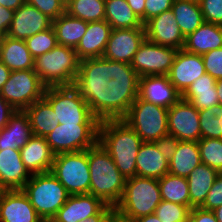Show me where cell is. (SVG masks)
Listing matches in <instances>:
<instances>
[{"label":"cell","instance_id":"4fadbf2b","mask_svg":"<svg viewBox=\"0 0 222 222\" xmlns=\"http://www.w3.org/2000/svg\"><path fill=\"white\" fill-rule=\"evenodd\" d=\"M177 51L176 48L145 39L135 53L131 66L139 77L168 75Z\"/></svg>","mask_w":222,"mask_h":222},{"label":"cell","instance_id":"f35d334b","mask_svg":"<svg viewBox=\"0 0 222 222\" xmlns=\"http://www.w3.org/2000/svg\"><path fill=\"white\" fill-rule=\"evenodd\" d=\"M198 146L202 163L222 173V139L201 138Z\"/></svg>","mask_w":222,"mask_h":222},{"label":"cell","instance_id":"ba28073f","mask_svg":"<svg viewBox=\"0 0 222 222\" xmlns=\"http://www.w3.org/2000/svg\"><path fill=\"white\" fill-rule=\"evenodd\" d=\"M43 98L51 105L59 124L100 123L74 86L46 87Z\"/></svg>","mask_w":222,"mask_h":222},{"label":"cell","instance_id":"836d02e7","mask_svg":"<svg viewBox=\"0 0 222 222\" xmlns=\"http://www.w3.org/2000/svg\"><path fill=\"white\" fill-rule=\"evenodd\" d=\"M171 10L185 38L204 23L198 0H174Z\"/></svg>","mask_w":222,"mask_h":222},{"label":"cell","instance_id":"f5cc1de1","mask_svg":"<svg viewBox=\"0 0 222 222\" xmlns=\"http://www.w3.org/2000/svg\"><path fill=\"white\" fill-rule=\"evenodd\" d=\"M135 15L145 24V1L146 0H126Z\"/></svg>","mask_w":222,"mask_h":222},{"label":"cell","instance_id":"c3c4849f","mask_svg":"<svg viewBox=\"0 0 222 222\" xmlns=\"http://www.w3.org/2000/svg\"><path fill=\"white\" fill-rule=\"evenodd\" d=\"M114 219V207L105 204L95 215L84 219L82 222H112Z\"/></svg>","mask_w":222,"mask_h":222},{"label":"cell","instance_id":"681fc988","mask_svg":"<svg viewBox=\"0 0 222 222\" xmlns=\"http://www.w3.org/2000/svg\"><path fill=\"white\" fill-rule=\"evenodd\" d=\"M189 219L192 222H218L213 211L200 207H193L190 210Z\"/></svg>","mask_w":222,"mask_h":222},{"label":"cell","instance_id":"2e32d148","mask_svg":"<svg viewBox=\"0 0 222 222\" xmlns=\"http://www.w3.org/2000/svg\"><path fill=\"white\" fill-rule=\"evenodd\" d=\"M144 27L146 39L150 42L177 50L184 48L185 37L180 31L171 9L151 18L144 24Z\"/></svg>","mask_w":222,"mask_h":222},{"label":"cell","instance_id":"680465c9","mask_svg":"<svg viewBox=\"0 0 222 222\" xmlns=\"http://www.w3.org/2000/svg\"><path fill=\"white\" fill-rule=\"evenodd\" d=\"M215 214L216 220L222 222V205L212 210Z\"/></svg>","mask_w":222,"mask_h":222},{"label":"cell","instance_id":"11a10c76","mask_svg":"<svg viewBox=\"0 0 222 222\" xmlns=\"http://www.w3.org/2000/svg\"><path fill=\"white\" fill-rule=\"evenodd\" d=\"M11 70L0 60V91L10 76Z\"/></svg>","mask_w":222,"mask_h":222},{"label":"cell","instance_id":"f546056e","mask_svg":"<svg viewBox=\"0 0 222 222\" xmlns=\"http://www.w3.org/2000/svg\"><path fill=\"white\" fill-rule=\"evenodd\" d=\"M181 98L191 102L198 110L218 105L219 98L216 91V79L205 73L189 86L181 95Z\"/></svg>","mask_w":222,"mask_h":222},{"label":"cell","instance_id":"f6af8a7d","mask_svg":"<svg viewBox=\"0 0 222 222\" xmlns=\"http://www.w3.org/2000/svg\"><path fill=\"white\" fill-rule=\"evenodd\" d=\"M221 205H222V173H219L211 189L208 191L204 203L200 206V208L212 211Z\"/></svg>","mask_w":222,"mask_h":222},{"label":"cell","instance_id":"d6a6232c","mask_svg":"<svg viewBox=\"0 0 222 222\" xmlns=\"http://www.w3.org/2000/svg\"><path fill=\"white\" fill-rule=\"evenodd\" d=\"M24 111L35 136L46 137L59 124L54 110L44 98L35 101Z\"/></svg>","mask_w":222,"mask_h":222},{"label":"cell","instance_id":"e0dca14e","mask_svg":"<svg viewBox=\"0 0 222 222\" xmlns=\"http://www.w3.org/2000/svg\"><path fill=\"white\" fill-rule=\"evenodd\" d=\"M205 73L201 55L180 49L175 55L168 77L170 83L182 95L195 80Z\"/></svg>","mask_w":222,"mask_h":222},{"label":"cell","instance_id":"ffe728a7","mask_svg":"<svg viewBox=\"0 0 222 222\" xmlns=\"http://www.w3.org/2000/svg\"><path fill=\"white\" fill-rule=\"evenodd\" d=\"M138 97L142 100L170 108L180 98L181 94L170 83L168 75L139 77Z\"/></svg>","mask_w":222,"mask_h":222},{"label":"cell","instance_id":"5b68a950","mask_svg":"<svg viewBox=\"0 0 222 222\" xmlns=\"http://www.w3.org/2000/svg\"><path fill=\"white\" fill-rule=\"evenodd\" d=\"M139 76L131 64L110 60L107 120L123 119L138 97Z\"/></svg>","mask_w":222,"mask_h":222},{"label":"cell","instance_id":"d590c367","mask_svg":"<svg viewBox=\"0 0 222 222\" xmlns=\"http://www.w3.org/2000/svg\"><path fill=\"white\" fill-rule=\"evenodd\" d=\"M161 199L190 208V196L187 178L167 173L158 179Z\"/></svg>","mask_w":222,"mask_h":222},{"label":"cell","instance_id":"b9f144b4","mask_svg":"<svg viewBox=\"0 0 222 222\" xmlns=\"http://www.w3.org/2000/svg\"><path fill=\"white\" fill-rule=\"evenodd\" d=\"M25 3L34 6L52 20L65 13L66 5L61 0H25Z\"/></svg>","mask_w":222,"mask_h":222},{"label":"cell","instance_id":"74e56055","mask_svg":"<svg viewBox=\"0 0 222 222\" xmlns=\"http://www.w3.org/2000/svg\"><path fill=\"white\" fill-rule=\"evenodd\" d=\"M201 138L222 139V105L199 110Z\"/></svg>","mask_w":222,"mask_h":222},{"label":"cell","instance_id":"6125c7cd","mask_svg":"<svg viewBox=\"0 0 222 222\" xmlns=\"http://www.w3.org/2000/svg\"><path fill=\"white\" fill-rule=\"evenodd\" d=\"M185 222H192L189 218Z\"/></svg>","mask_w":222,"mask_h":222},{"label":"cell","instance_id":"44dd1931","mask_svg":"<svg viewBox=\"0 0 222 222\" xmlns=\"http://www.w3.org/2000/svg\"><path fill=\"white\" fill-rule=\"evenodd\" d=\"M31 178L21 159L20 150H0V189L22 190Z\"/></svg>","mask_w":222,"mask_h":222},{"label":"cell","instance_id":"9a60e30c","mask_svg":"<svg viewBox=\"0 0 222 222\" xmlns=\"http://www.w3.org/2000/svg\"><path fill=\"white\" fill-rule=\"evenodd\" d=\"M145 39V27L112 29L102 57L131 64Z\"/></svg>","mask_w":222,"mask_h":222},{"label":"cell","instance_id":"60d3db41","mask_svg":"<svg viewBox=\"0 0 222 222\" xmlns=\"http://www.w3.org/2000/svg\"><path fill=\"white\" fill-rule=\"evenodd\" d=\"M190 210L186 205L162 200L154 213L161 222H185L189 218Z\"/></svg>","mask_w":222,"mask_h":222},{"label":"cell","instance_id":"4316f807","mask_svg":"<svg viewBox=\"0 0 222 222\" xmlns=\"http://www.w3.org/2000/svg\"><path fill=\"white\" fill-rule=\"evenodd\" d=\"M222 48V25L204 22L185 38L186 51L203 55L210 50Z\"/></svg>","mask_w":222,"mask_h":222},{"label":"cell","instance_id":"816d5d0a","mask_svg":"<svg viewBox=\"0 0 222 222\" xmlns=\"http://www.w3.org/2000/svg\"><path fill=\"white\" fill-rule=\"evenodd\" d=\"M14 10L0 6V31L6 36L14 17Z\"/></svg>","mask_w":222,"mask_h":222},{"label":"cell","instance_id":"cb8c5ba5","mask_svg":"<svg viewBox=\"0 0 222 222\" xmlns=\"http://www.w3.org/2000/svg\"><path fill=\"white\" fill-rule=\"evenodd\" d=\"M111 31L112 27L105 20L88 22L87 30L75 49L78 58L102 57Z\"/></svg>","mask_w":222,"mask_h":222},{"label":"cell","instance_id":"db71d44e","mask_svg":"<svg viewBox=\"0 0 222 222\" xmlns=\"http://www.w3.org/2000/svg\"><path fill=\"white\" fill-rule=\"evenodd\" d=\"M25 3V0H0V6L16 11Z\"/></svg>","mask_w":222,"mask_h":222},{"label":"cell","instance_id":"9f6ffc18","mask_svg":"<svg viewBox=\"0 0 222 222\" xmlns=\"http://www.w3.org/2000/svg\"><path fill=\"white\" fill-rule=\"evenodd\" d=\"M133 222H161L155 213L135 219Z\"/></svg>","mask_w":222,"mask_h":222},{"label":"cell","instance_id":"f1b7e54d","mask_svg":"<svg viewBox=\"0 0 222 222\" xmlns=\"http://www.w3.org/2000/svg\"><path fill=\"white\" fill-rule=\"evenodd\" d=\"M219 172L208 165L201 163L195 167L187 177L190 209L200 207L214 184Z\"/></svg>","mask_w":222,"mask_h":222},{"label":"cell","instance_id":"7dc6e473","mask_svg":"<svg viewBox=\"0 0 222 222\" xmlns=\"http://www.w3.org/2000/svg\"><path fill=\"white\" fill-rule=\"evenodd\" d=\"M162 155L168 160L176 152L179 140L171 134L161 136L154 142Z\"/></svg>","mask_w":222,"mask_h":222},{"label":"cell","instance_id":"7c38bea8","mask_svg":"<svg viewBox=\"0 0 222 222\" xmlns=\"http://www.w3.org/2000/svg\"><path fill=\"white\" fill-rule=\"evenodd\" d=\"M99 124H58L45 138L55 155L87 150L98 142Z\"/></svg>","mask_w":222,"mask_h":222},{"label":"cell","instance_id":"52a82bcc","mask_svg":"<svg viewBox=\"0 0 222 222\" xmlns=\"http://www.w3.org/2000/svg\"><path fill=\"white\" fill-rule=\"evenodd\" d=\"M22 191L44 222H51L70 196L52 172L31 175Z\"/></svg>","mask_w":222,"mask_h":222},{"label":"cell","instance_id":"4dcf8cb0","mask_svg":"<svg viewBox=\"0 0 222 222\" xmlns=\"http://www.w3.org/2000/svg\"><path fill=\"white\" fill-rule=\"evenodd\" d=\"M201 163L198 142L179 141L176 152L169 159L168 173L187 178L191 171Z\"/></svg>","mask_w":222,"mask_h":222},{"label":"cell","instance_id":"277c9868","mask_svg":"<svg viewBox=\"0 0 222 222\" xmlns=\"http://www.w3.org/2000/svg\"><path fill=\"white\" fill-rule=\"evenodd\" d=\"M162 201L158 179L134 176L126 179L123 195L114 207L115 219L133 222L153 214Z\"/></svg>","mask_w":222,"mask_h":222},{"label":"cell","instance_id":"6f0895ef","mask_svg":"<svg viewBox=\"0 0 222 222\" xmlns=\"http://www.w3.org/2000/svg\"><path fill=\"white\" fill-rule=\"evenodd\" d=\"M216 91L219 98V104L222 105V79L216 80Z\"/></svg>","mask_w":222,"mask_h":222},{"label":"cell","instance_id":"e575fe53","mask_svg":"<svg viewBox=\"0 0 222 222\" xmlns=\"http://www.w3.org/2000/svg\"><path fill=\"white\" fill-rule=\"evenodd\" d=\"M105 21L112 29L144 27L126 0H105Z\"/></svg>","mask_w":222,"mask_h":222},{"label":"cell","instance_id":"8992f818","mask_svg":"<svg viewBox=\"0 0 222 222\" xmlns=\"http://www.w3.org/2000/svg\"><path fill=\"white\" fill-rule=\"evenodd\" d=\"M80 59L74 48L57 45L35 58L34 72L46 86H73Z\"/></svg>","mask_w":222,"mask_h":222},{"label":"cell","instance_id":"94428289","mask_svg":"<svg viewBox=\"0 0 222 222\" xmlns=\"http://www.w3.org/2000/svg\"><path fill=\"white\" fill-rule=\"evenodd\" d=\"M65 5L70 1V0H61Z\"/></svg>","mask_w":222,"mask_h":222},{"label":"cell","instance_id":"d6986e66","mask_svg":"<svg viewBox=\"0 0 222 222\" xmlns=\"http://www.w3.org/2000/svg\"><path fill=\"white\" fill-rule=\"evenodd\" d=\"M0 222H44L22 190H1Z\"/></svg>","mask_w":222,"mask_h":222},{"label":"cell","instance_id":"1f68e13d","mask_svg":"<svg viewBox=\"0 0 222 222\" xmlns=\"http://www.w3.org/2000/svg\"><path fill=\"white\" fill-rule=\"evenodd\" d=\"M87 25L88 22L74 18L65 12L52 22L57 44L76 49L87 30Z\"/></svg>","mask_w":222,"mask_h":222},{"label":"cell","instance_id":"603a6c76","mask_svg":"<svg viewBox=\"0 0 222 222\" xmlns=\"http://www.w3.org/2000/svg\"><path fill=\"white\" fill-rule=\"evenodd\" d=\"M104 205L99 197L91 194L70 195L51 222H82Z\"/></svg>","mask_w":222,"mask_h":222},{"label":"cell","instance_id":"5bb4252c","mask_svg":"<svg viewBox=\"0 0 222 222\" xmlns=\"http://www.w3.org/2000/svg\"><path fill=\"white\" fill-rule=\"evenodd\" d=\"M168 134L179 141H195L201 139L199 110L191 102L180 98L168 108Z\"/></svg>","mask_w":222,"mask_h":222},{"label":"cell","instance_id":"8d00e7d4","mask_svg":"<svg viewBox=\"0 0 222 222\" xmlns=\"http://www.w3.org/2000/svg\"><path fill=\"white\" fill-rule=\"evenodd\" d=\"M65 12L86 22L105 20V0H70Z\"/></svg>","mask_w":222,"mask_h":222},{"label":"cell","instance_id":"3957f363","mask_svg":"<svg viewBox=\"0 0 222 222\" xmlns=\"http://www.w3.org/2000/svg\"><path fill=\"white\" fill-rule=\"evenodd\" d=\"M88 164L89 194L99 197L105 204L115 207L123 195L126 178L99 142L88 149Z\"/></svg>","mask_w":222,"mask_h":222},{"label":"cell","instance_id":"9c48e42d","mask_svg":"<svg viewBox=\"0 0 222 222\" xmlns=\"http://www.w3.org/2000/svg\"><path fill=\"white\" fill-rule=\"evenodd\" d=\"M143 142H155L168 134V108H164L137 97L122 119Z\"/></svg>","mask_w":222,"mask_h":222},{"label":"cell","instance_id":"ac0fdd59","mask_svg":"<svg viewBox=\"0 0 222 222\" xmlns=\"http://www.w3.org/2000/svg\"><path fill=\"white\" fill-rule=\"evenodd\" d=\"M53 20L34 6L24 3L15 12L7 36L26 40L52 27Z\"/></svg>","mask_w":222,"mask_h":222},{"label":"cell","instance_id":"7402d4cb","mask_svg":"<svg viewBox=\"0 0 222 222\" xmlns=\"http://www.w3.org/2000/svg\"><path fill=\"white\" fill-rule=\"evenodd\" d=\"M20 154L25 168L31 175L51 172L55 154L45 137L33 135L20 148Z\"/></svg>","mask_w":222,"mask_h":222},{"label":"cell","instance_id":"ab89813d","mask_svg":"<svg viewBox=\"0 0 222 222\" xmlns=\"http://www.w3.org/2000/svg\"><path fill=\"white\" fill-rule=\"evenodd\" d=\"M25 43L34 58L52 50L58 45L53 27L27 38Z\"/></svg>","mask_w":222,"mask_h":222},{"label":"cell","instance_id":"7bdbcfd3","mask_svg":"<svg viewBox=\"0 0 222 222\" xmlns=\"http://www.w3.org/2000/svg\"><path fill=\"white\" fill-rule=\"evenodd\" d=\"M204 22L222 25V0H198Z\"/></svg>","mask_w":222,"mask_h":222},{"label":"cell","instance_id":"bcb514c9","mask_svg":"<svg viewBox=\"0 0 222 222\" xmlns=\"http://www.w3.org/2000/svg\"><path fill=\"white\" fill-rule=\"evenodd\" d=\"M174 0H146L145 1V23L151 18L160 15L172 8Z\"/></svg>","mask_w":222,"mask_h":222},{"label":"cell","instance_id":"30bf717a","mask_svg":"<svg viewBox=\"0 0 222 222\" xmlns=\"http://www.w3.org/2000/svg\"><path fill=\"white\" fill-rule=\"evenodd\" d=\"M51 172L70 195L89 194L88 149L55 155Z\"/></svg>","mask_w":222,"mask_h":222},{"label":"cell","instance_id":"6da1fadb","mask_svg":"<svg viewBox=\"0 0 222 222\" xmlns=\"http://www.w3.org/2000/svg\"><path fill=\"white\" fill-rule=\"evenodd\" d=\"M98 142L126 179L136 176V156L143 141L126 122L122 119L101 121Z\"/></svg>","mask_w":222,"mask_h":222},{"label":"cell","instance_id":"f907efd6","mask_svg":"<svg viewBox=\"0 0 222 222\" xmlns=\"http://www.w3.org/2000/svg\"><path fill=\"white\" fill-rule=\"evenodd\" d=\"M16 110L0 95V129L5 127Z\"/></svg>","mask_w":222,"mask_h":222},{"label":"cell","instance_id":"484cf974","mask_svg":"<svg viewBox=\"0 0 222 222\" xmlns=\"http://www.w3.org/2000/svg\"><path fill=\"white\" fill-rule=\"evenodd\" d=\"M33 136L28 115L16 111L5 127L0 129V150H20Z\"/></svg>","mask_w":222,"mask_h":222},{"label":"cell","instance_id":"d4e9b609","mask_svg":"<svg viewBox=\"0 0 222 222\" xmlns=\"http://www.w3.org/2000/svg\"><path fill=\"white\" fill-rule=\"evenodd\" d=\"M169 171V160L154 142H143L136 156V176L160 179Z\"/></svg>","mask_w":222,"mask_h":222},{"label":"cell","instance_id":"8fae6325","mask_svg":"<svg viewBox=\"0 0 222 222\" xmlns=\"http://www.w3.org/2000/svg\"><path fill=\"white\" fill-rule=\"evenodd\" d=\"M46 86L34 69L11 71L0 91L1 97L16 111H24L35 101L43 98Z\"/></svg>","mask_w":222,"mask_h":222},{"label":"cell","instance_id":"91938a15","mask_svg":"<svg viewBox=\"0 0 222 222\" xmlns=\"http://www.w3.org/2000/svg\"><path fill=\"white\" fill-rule=\"evenodd\" d=\"M5 35L0 31V46L4 40Z\"/></svg>","mask_w":222,"mask_h":222},{"label":"cell","instance_id":"7a4b0ae2","mask_svg":"<svg viewBox=\"0 0 222 222\" xmlns=\"http://www.w3.org/2000/svg\"><path fill=\"white\" fill-rule=\"evenodd\" d=\"M110 80V59L103 57L80 60L74 87L88 103L93 115L101 122L107 120V90Z\"/></svg>","mask_w":222,"mask_h":222},{"label":"cell","instance_id":"83f0119b","mask_svg":"<svg viewBox=\"0 0 222 222\" xmlns=\"http://www.w3.org/2000/svg\"><path fill=\"white\" fill-rule=\"evenodd\" d=\"M0 60L11 71L34 69L35 58L30 54L25 41L7 35L0 46Z\"/></svg>","mask_w":222,"mask_h":222},{"label":"cell","instance_id":"ee69618b","mask_svg":"<svg viewBox=\"0 0 222 222\" xmlns=\"http://www.w3.org/2000/svg\"><path fill=\"white\" fill-rule=\"evenodd\" d=\"M201 56L206 73L216 80L222 79V48L210 50Z\"/></svg>","mask_w":222,"mask_h":222}]
</instances>
